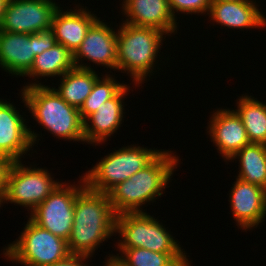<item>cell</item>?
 <instances>
[{
	"label": "cell",
	"instance_id": "obj_1",
	"mask_svg": "<svg viewBox=\"0 0 266 266\" xmlns=\"http://www.w3.org/2000/svg\"><path fill=\"white\" fill-rule=\"evenodd\" d=\"M115 228L116 214L108 194L85 185L76 196L72 231L67 240L70 254L92 257L100 243L115 233Z\"/></svg>",
	"mask_w": 266,
	"mask_h": 266
},
{
	"label": "cell",
	"instance_id": "obj_2",
	"mask_svg": "<svg viewBox=\"0 0 266 266\" xmlns=\"http://www.w3.org/2000/svg\"><path fill=\"white\" fill-rule=\"evenodd\" d=\"M162 151L142 170L117 184L107 194L115 214L142 212L143 204L162 196L177 168L179 157ZM173 154V155H172ZM157 197V198H156Z\"/></svg>",
	"mask_w": 266,
	"mask_h": 266
},
{
	"label": "cell",
	"instance_id": "obj_3",
	"mask_svg": "<svg viewBox=\"0 0 266 266\" xmlns=\"http://www.w3.org/2000/svg\"><path fill=\"white\" fill-rule=\"evenodd\" d=\"M21 92L24 105L43 128L56 138L85 142L79 109L69 105L53 87L34 82Z\"/></svg>",
	"mask_w": 266,
	"mask_h": 266
},
{
	"label": "cell",
	"instance_id": "obj_4",
	"mask_svg": "<svg viewBox=\"0 0 266 266\" xmlns=\"http://www.w3.org/2000/svg\"><path fill=\"white\" fill-rule=\"evenodd\" d=\"M163 35L167 36L153 27L123 22L117 31V70L130 73L129 76L137 86L143 83L147 76L150 77V73H153Z\"/></svg>",
	"mask_w": 266,
	"mask_h": 266
},
{
	"label": "cell",
	"instance_id": "obj_5",
	"mask_svg": "<svg viewBox=\"0 0 266 266\" xmlns=\"http://www.w3.org/2000/svg\"><path fill=\"white\" fill-rule=\"evenodd\" d=\"M3 255L25 266H47L71 254L65 239L41 228L29 218L19 238L4 248Z\"/></svg>",
	"mask_w": 266,
	"mask_h": 266
},
{
	"label": "cell",
	"instance_id": "obj_6",
	"mask_svg": "<svg viewBox=\"0 0 266 266\" xmlns=\"http://www.w3.org/2000/svg\"><path fill=\"white\" fill-rule=\"evenodd\" d=\"M160 152L135 145L122 147L107 154L86 172L83 176L85 183L91 190L107 194L117 184L142 170Z\"/></svg>",
	"mask_w": 266,
	"mask_h": 266
},
{
	"label": "cell",
	"instance_id": "obj_7",
	"mask_svg": "<svg viewBox=\"0 0 266 266\" xmlns=\"http://www.w3.org/2000/svg\"><path fill=\"white\" fill-rule=\"evenodd\" d=\"M119 233L117 248H143L157 253H185L178 241L157 219L144 212L116 215L115 234Z\"/></svg>",
	"mask_w": 266,
	"mask_h": 266
},
{
	"label": "cell",
	"instance_id": "obj_8",
	"mask_svg": "<svg viewBox=\"0 0 266 266\" xmlns=\"http://www.w3.org/2000/svg\"><path fill=\"white\" fill-rule=\"evenodd\" d=\"M21 161L12 162L6 183L3 203H14L31 210L40 205L61 183L53 180L44 168L23 166Z\"/></svg>",
	"mask_w": 266,
	"mask_h": 266
},
{
	"label": "cell",
	"instance_id": "obj_9",
	"mask_svg": "<svg viewBox=\"0 0 266 266\" xmlns=\"http://www.w3.org/2000/svg\"><path fill=\"white\" fill-rule=\"evenodd\" d=\"M56 43L51 29L34 34L0 30V67L9 74L24 77L34 58Z\"/></svg>",
	"mask_w": 266,
	"mask_h": 266
},
{
	"label": "cell",
	"instance_id": "obj_10",
	"mask_svg": "<svg viewBox=\"0 0 266 266\" xmlns=\"http://www.w3.org/2000/svg\"><path fill=\"white\" fill-rule=\"evenodd\" d=\"M81 178V182L78 181V186L61 182V184L30 213L29 218L41 228L67 241L72 231L76 196L86 185L84 177L82 176Z\"/></svg>",
	"mask_w": 266,
	"mask_h": 266
},
{
	"label": "cell",
	"instance_id": "obj_11",
	"mask_svg": "<svg viewBox=\"0 0 266 266\" xmlns=\"http://www.w3.org/2000/svg\"><path fill=\"white\" fill-rule=\"evenodd\" d=\"M58 8L52 0H7L0 30L26 34L50 30Z\"/></svg>",
	"mask_w": 266,
	"mask_h": 266
},
{
	"label": "cell",
	"instance_id": "obj_12",
	"mask_svg": "<svg viewBox=\"0 0 266 266\" xmlns=\"http://www.w3.org/2000/svg\"><path fill=\"white\" fill-rule=\"evenodd\" d=\"M107 24L98 19L89 28L80 47L73 54L75 67L93 69L88 64L80 63L87 58L86 61L117 70V33Z\"/></svg>",
	"mask_w": 266,
	"mask_h": 266
},
{
	"label": "cell",
	"instance_id": "obj_13",
	"mask_svg": "<svg viewBox=\"0 0 266 266\" xmlns=\"http://www.w3.org/2000/svg\"><path fill=\"white\" fill-rule=\"evenodd\" d=\"M7 100L0 105V156L12 162L21 161L39 136L26 126L25 119Z\"/></svg>",
	"mask_w": 266,
	"mask_h": 266
},
{
	"label": "cell",
	"instance_id": "obj_14",
	"mask_svg": "<svg viewBox=\"0 0 266 266\" xmlns=\"http://www.w3.org/2000/svg\"><path fill=\"white\" fill-rule=\"evenodd\" d=\"M233 185L229 202L234 220L240 228L252 230L265 219L266 189L237 177Z\"/></svg>",
	"mask_w": 266,
	"mask_h": 266
},
{
	"label": "cell",
	"instance_id": "obj_15",
	"mask_svg": "<svg viewBox=\"0 0 266 266\" xmlns=\"http://www.w3.org/2000/svg\"><path fill=\"white\" fill-rule=\"evenodd\" d=\"M209 135L224 160L250 144L241 117L235 110L218 109L209 121Z\"/></svg>",
	"mask_w": 266,
	"mask_h": 266
},
{
	"label": "cell",
	"instance_id": "obj_16",
	"mask_svg": "<svg viewBox=\"0 0 266 266\" xmlns=\"http://www.w3.org/2000/svg\"><path fill=\"white\" fill-rule=\"evenodd\" d=\"M129 88L130 86L125 85L83 122L85 142L93 145L103 143L119 129L124 118L123 98L130 92Z\"/></svg>",
	"mask_w": 266,
	"mask_h": 266
},
{
	"label": "cell",
	"instance_id": "obj_17",
	"mask_svg": "<svg viewBox=\"0 0 266 266\" xmlns=\"http://www.w3.org/2000/svg\"><path fill=\"white\" fill-rule=\"evenodd\" d=\"M122 12L125 23L153 27L166 34L177 31V20L169 7V0H123Z\"/></svg>",
	"mask_w": 266,
	"mask_h": 266
},
{
	"label": "cell",
	"instance_id": "obj_18",
	"mask_svg": "<svg viewBox=\"0 0 266 266\" xmlns=\"http://www.w3.org/2000/svg\"><path fill=\"white\" fill-rule=\"evenodd\" d=\"M99 18L91 14V11L86 8H81L74 11H62L59 8L55 11L52 18L51 30L58 44H62L72 54L80 47L89 28Z\"/></svg>",
	"mask_w": 266,
	"mask_h": 266
},
{
	"label": "cell",
	"instance_id": "obj_19",
	"mask_svg": "<svg viewBox=\"0 0 266 266\" xmlns=\"http://www.w3.org/2000/svg\"><path fill=\"white\" fill-rule=\"evenodd\" d=\"M255 2H225L212 0L208 15L217 24L230 29L261 28L266 25V17Z\"/></svg>",
	"mask_w": 266,
	"mask_h": 266
},
{
	"label": "cell",
	"instance_id": "obj_20",
	"mask_svg": "<svg viewBox=\"0 0 266 266\" xmlns=\"http://www.w3.org/2000/svg\"><path fill=\"white\" fill-rule=\"evenodd\" d=\"M98 78V74L93 69L74 67L62 76L58 89H53L69 105L80 109Z\"/></svg>",
	"mask_w": 266,
	"mask_h": 266
},
{
	"label": "cell",
	"instance_id": "obj_21",
	"mask_svg": "<svg viewBox=\"0 0 266 266\" xmlns=\"http://www.w3.org/2000/svg\"><path fill=\"white\" fill-rule=\"evenodd\" d=\"M75 67L73 54L62 44L56 43L52 48L45 50L34 58L30 70L25 77H55L63 76Z\"/></svg>",
	"mask_w": 266,
	"mask_h": 266
},
{
	"label": "cell",
	"instance_id": "obj_22",
	"mask_svg": "<svg viewBox=\"0 0 266 266\" xmlns=\"http://www.w3.org/2000/svg\"><path fill=\"white\" fill-rule=\"evenodd\" d=\"M239 159L238 179L266 189V145L250 143L239 150L230 160Z\"/></svg>",
	"mask_w": 266,
	"mask_h": 266
},
{
	"label": "cell",
	"instance_id": "obj_23",
	"mask_svg": "<svg viewBox=\"0 0 266 266\" xmlns=\"http://www.w3.org/2000/svg\"><path fill=\"white\" fill-rule=\"evenodd\" d=\"M251 97L240 96L235 111L242 119L250 143L266 145V103Z\"/></svg>",
	"mask_w": 266,
	"mask_h": 266
},
{
	"label": "cell",
	"instance_id": "obj_24",
	"mask_svg": "<svg viewBox=\"0 0 266 266\" xmlns=\"http://www.w3.org/2000/svg\"><path fill=\"white\" fill-rule=\"evenodd\" d=\"M119 252L120 256L112 258L122 266H178L187 259L186 253H157L143 248H119Z\"/></svg>",
	"mask_w": 266,
	"mask_h": 266
},
{
	"label": "cell",
	"instance_id": "obj_25",
	"mask_svg": "<svg viewBox=\"0 0 266 266\" xmlns=\"http://www.w3.org/2000/svg\"><path fill=\"white\" fill-rule=\"evenodd\" d=\"M105 77V78H104ZM126 84L119 83L112 75L105 74L99 77L84 104L79 109L83 122L107 100L113 98Z\"/></svg>",
	"mask_w": 266,
	"mask_h": 266
},
{
	"label": "cell",
	"instance_id": "obj_26",
	"mask_svg": "<svg viewBox=\"0 0 266 266\" xmlns=\"http://www.w3.org/2000/svg\"><path fill=\"white\" fill-rule=\"evenodd\" d=\"M211 1L212 0H169V7L174 18H177L175 11L184 14H208Z\"/></svg>",
	"mask_w": 266,
	"mask_h": 266
},
{
	"label": "cell",
	"instance_id": "obj_27",
	"mask_svg": "<svg viewBox=\"0 0 266 266\" xmlns=\"http://www.w3.org/2000/svg\"><path fill=\"white\" fill-rule=\"evenodd\" d=\"M12 161L7 157L0 156V202L3 203L6 193L7 173Z\"/></svg>",
	"mask_w": 266,
	"mask_h": 266
},
{
	"label": "cell",
	"instance_id": "obj_28",
	"mask_svg": "<svg viewBox=\"0 0 266 266\" xmlns=\"http://www.w3.org/2000/svg\"><path fill=\"white\" fill-rule=\"evenodd\" d=\"M88 256H84V255H74L71 254L69 255L66 259L57 262L55 264L52 265H47V266H89L87 264L84 263V261H88Z\"/></svg>",
	"mask_w": 266,
	"mask_h": 266
},
{
	"label": "cell",
	"instance_id": "obj_29",
	"mask_svg": "<svg viewBox=\"0 0 266 266\" xmlns=\"http://www.w3.org/2000/svg\"><path fill=\"white\" fill-rule=\"evenodd\" d=\"M112 256L113 254L108 256L109 258H107L106 262H104L106 264L103 266H122L114 258H112Z\"/></svg>",
	"mask_w": 266,
	"mask_h": 266
},
{
	"label": "cell",
	"instance_id": "obj_30",
	"mask_svg": "<svg viewBox=\"0 0 266 266\" xmlns=\"http://www.w3.org/2000/svg\"><path fill=\"white\" fill-rule=\"evenodd\" d=\"M6 2L7 0H0V24H1L2 15L4 12V7H5Z\"/></svg>",
	"mask_w": 266,
	"mask_h": 266
},
{
	"label": "cell",
	"instance_id": "obj_31",
	"mask_svg": "<svg viewBox=\"0 0 266 266\" xmlns=\"http://www.w3.org/2000/svg\"><path fill=\"white\" fill-rule=\"evenodd\" d=\"M225 2H254L253 0H220Z\"/></svg>",
	"mask_w": 266,
	"mask_h": 266
},
{
	"label": "cell",
	"instance_id": "obj_32",
	"mask_svg": "<svg viewBox=\"0 0 266 266\" xmlns=\"http://www.w3.org/2000/svg\"><path fill=\"white\" fill-rule=\"evenodd\" d=\"M189 262L190 261L188 259H186L185 261L181 262L178 266H191V264Z\"/></svg>",
	"mask_w": 266,
	"mask_h": 266
}]
</instances>
